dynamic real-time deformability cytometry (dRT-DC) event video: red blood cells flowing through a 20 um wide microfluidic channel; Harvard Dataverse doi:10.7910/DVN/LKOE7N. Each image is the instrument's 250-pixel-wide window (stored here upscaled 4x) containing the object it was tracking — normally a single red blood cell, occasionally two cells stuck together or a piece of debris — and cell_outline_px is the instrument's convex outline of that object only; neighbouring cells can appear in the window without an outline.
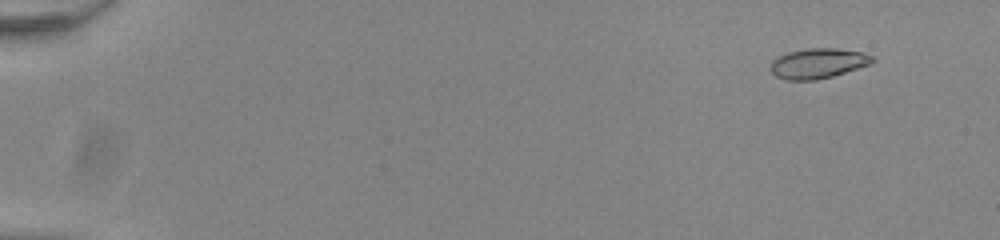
{"species": "common noctule bat (a hibernating species)", "species_latin": "Nyctalus noctula", "temperature_condition": "room temperature", "stored_images_in_passage": 54, "camera_frame_rate_fps": 3000, "um_per_image_px": 0.085, "animal": {"sex": "male", "body_mass_g": 20.0, "forearm_length_mm": 53.3}, "frame": {"image": 1, "passage_image": 5, "time_ms": 1.333, "image_size_px": [1000, 240], "cell_outline_px": [[876, 60], [872, 64], [832, 76], [816, 80], [788, 80], [776, 76], [772, 72], [772, 60], [788, 52], [804, 48], [836, 48], [864, 52], [876, 56]], "centroid_in_image_um": [69.61, 5.37], "position_along_channel_um": 15.4, "area_um2": 17.98}}
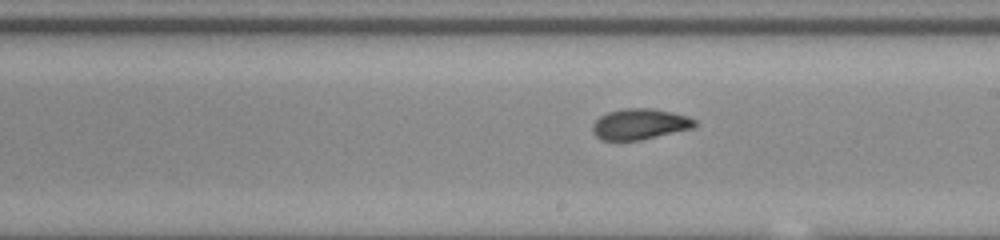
{"frame": {"image": 2, "passage_image": 33, "time_ms": 10.667, "image_size_px": [1000, 240], "cell_outline_px": [[696, 124], [692, 128], [640, 140], [600, 140], [592, 132], [592, 124], [600, 116], [608, 112], [624, 108], [652, 108], [672, 112], [688, 116], [696, 120]], "centroid_in_image_um": [54.36, 10.54], "position_along_channel_um": 234.6, "area_um2": 18.32}}
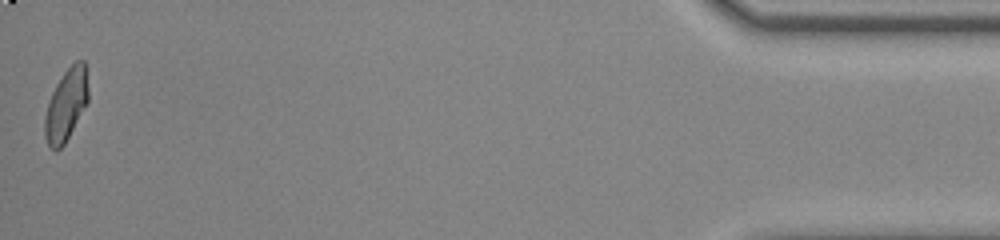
{"frame": {"image": 3, "passage_image": 54, "time_ms": 17.667, "image_size_px": [1000, 240], "cell_outline_px": [[88, 100], [64, 144], [56, 152], [48, 144], [44, 136], [44, 116], [52, 92], [56, 84], [64, 72], [76, 60], [84, 60], [88, 88]], "centroid_in_image_um": [5.6, 8.91], "position_along_channel_um": 429.6, "area_um2": 17.92}, "authors_computed_cell_mechanics": {"area_um2": 18.2648, "velocity_mm_per_s": 3.949, "shape_relaxation_time_tau1_ms": 8.4985, "shape_relaxation_time_tau2_ms": 1.5442, "deformation_change_tau1": 0.2197, "deformation_change_tau2": 0.0628}}